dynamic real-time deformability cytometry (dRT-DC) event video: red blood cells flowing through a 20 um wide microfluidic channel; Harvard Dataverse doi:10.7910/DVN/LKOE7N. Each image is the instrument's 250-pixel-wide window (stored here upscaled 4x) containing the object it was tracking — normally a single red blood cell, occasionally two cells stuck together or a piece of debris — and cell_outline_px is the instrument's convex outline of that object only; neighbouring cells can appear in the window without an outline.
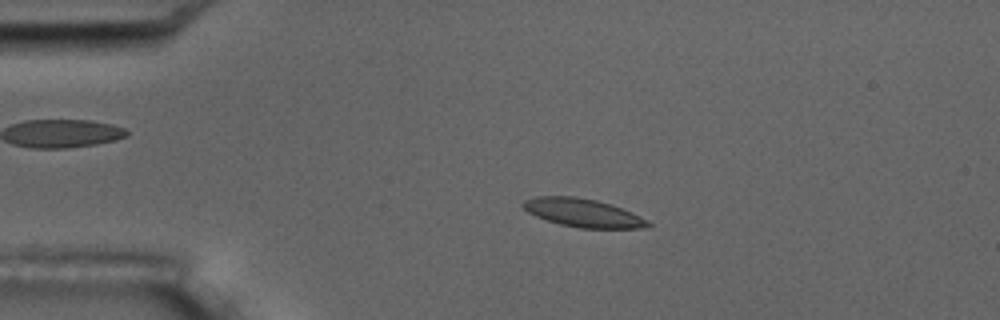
{"species": "common noctule bat (a hibernating species)", "species_latin": "Nyctalus noctula", "temperature_condition": "room temperature", "stored_images_in_passage": 3, "camera_frame_rate_fps": 3000, "um_per_image_px": 0.085, "animal": {"sex": "male", "body_mass_g": 17.5, "forearm_length_mm": 52.3}, "frame": {"image": 1, "passage_image": 2, "time_ms": 2.0, "image_size_px": [1000, 320], "cell_outline_px": [[652, 224], [640, 228], [580, 228], [560, 224], [536, 216], [528, 212], [520, 204], [524, 200], [536, 196], [576, 196], [596, 200], [612, 204], [632, 212], [648, 220]], "centroid_in_image_um": [49.54, 18.08], "position_along_channel_um": 35.5, "area_um2": 20.58}}